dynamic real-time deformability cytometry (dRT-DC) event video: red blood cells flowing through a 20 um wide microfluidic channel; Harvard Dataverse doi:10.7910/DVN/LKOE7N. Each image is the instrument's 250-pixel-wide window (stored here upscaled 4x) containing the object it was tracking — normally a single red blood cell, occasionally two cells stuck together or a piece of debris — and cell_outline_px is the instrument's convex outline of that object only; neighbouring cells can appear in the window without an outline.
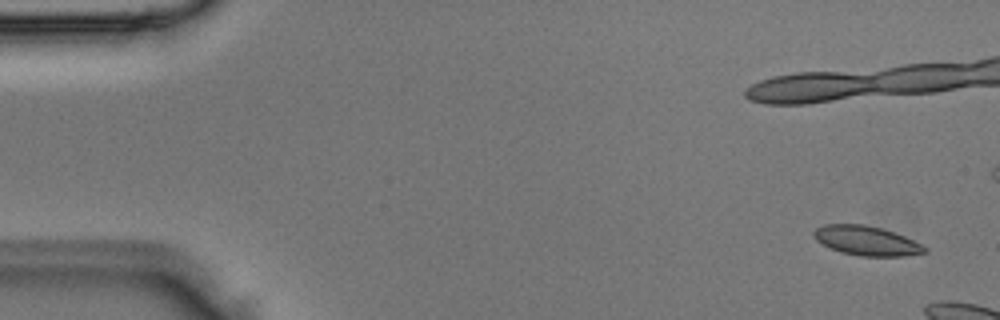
{"species": "Egyptian fruit bat (a non-hibernating species)", "species_latin": "Rousettus aegyptiacus", "temperature_condition": "room temperature", "stored_images_in_passage": 2, "segment_of_instrument_passage": [2, 2], "camera_frame_rate_fps": 3000, "um_per_image_px": 0.085, "animal": {"sex": "male"}, "frame": {"image": 1, "passage_image": 2, "time_ms": 0.333, "image_size_px": [1000, 320], "cell_outline_px": [[928, 252], [904, 256], [860, 256], [840, 252], [816, 240], [812, 236], [812, 232], [816, 228], [824, 224], [864, 224], [880, 228], [904, 236], [928, 248]], "centroid_in_image_um": [73.63, 20.46], "position_along_channel_um": 11.4, "area_um2": 18.9}}